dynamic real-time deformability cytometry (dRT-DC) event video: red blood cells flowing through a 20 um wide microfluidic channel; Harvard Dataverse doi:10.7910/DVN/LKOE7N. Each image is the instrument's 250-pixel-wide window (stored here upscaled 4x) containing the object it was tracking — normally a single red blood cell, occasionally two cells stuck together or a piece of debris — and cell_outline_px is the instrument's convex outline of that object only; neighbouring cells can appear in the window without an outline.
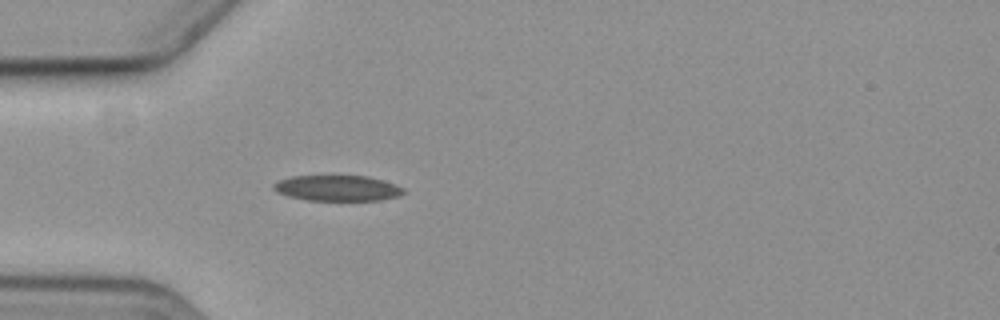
{"species": "common noctule bat (a hibernating species)", "species_latin": "Nyctalus noctula", "temperature_condition": "cold", "stored_images_in_passage": 1, "camera_frame_rate_fps": 3000, "um_per_image_px": 0.085, "animal": {"sex": "female", "body_mass_g": 19.3, "forearm_length_mm": 54.1}, "frame": {"image": 1, "passage_image": 1, "time_ms": 0.0, "image_size_px": [1000, 320], "cell_outline_px": [[408, 192], [400, 196], [380, 200], [308, 200], [288, 196], [276, 192], [272, 188], [272, 184], [280, 180], [292, 176], [368, 176], [396, 184], [404, 188]], "centroid_in_image_um": [28.72, 15.99], "position_along_channel_um": 56.3, "area_um2": 19.54}}